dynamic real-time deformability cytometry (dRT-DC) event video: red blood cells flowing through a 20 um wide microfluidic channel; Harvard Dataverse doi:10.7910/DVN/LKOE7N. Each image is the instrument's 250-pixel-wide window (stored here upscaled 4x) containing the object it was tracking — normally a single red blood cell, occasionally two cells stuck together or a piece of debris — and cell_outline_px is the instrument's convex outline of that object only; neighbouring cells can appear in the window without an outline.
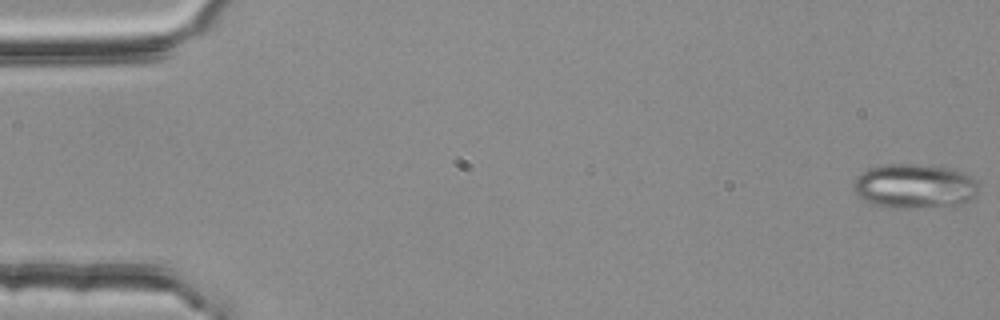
{"species": "common noctule bat (a hibernating species)", "species_latin": "Nyctalus noctula", "temperature_condition": "room temperature", "stored_images_in_passage": 5, "segment_of_instrument_passage": [1, 2], "camera_frame_rate_fps": 3000, "um_per_image_px": 0.085, "animal": {"sex": "female", "body_mass_g": 25.1}, "frame": {"image": 1, "passage_image": 1, "time_ms": 0.0, "image_size_px": [1000, 320], "cell_outline_px": [[980, 184], [976, 196], [960, 204], [904, 208], [892, 208], [872, 204], [864, 200], [856, 192], [852, 184], [860, 172], [868, 168], [884, 164], [916, 164], [952, 168], [976, 180]], "centroid_in_image_um": [77.72, 15.81], "position_along_channel_um": 7.3, "area_um2": 32.37}}